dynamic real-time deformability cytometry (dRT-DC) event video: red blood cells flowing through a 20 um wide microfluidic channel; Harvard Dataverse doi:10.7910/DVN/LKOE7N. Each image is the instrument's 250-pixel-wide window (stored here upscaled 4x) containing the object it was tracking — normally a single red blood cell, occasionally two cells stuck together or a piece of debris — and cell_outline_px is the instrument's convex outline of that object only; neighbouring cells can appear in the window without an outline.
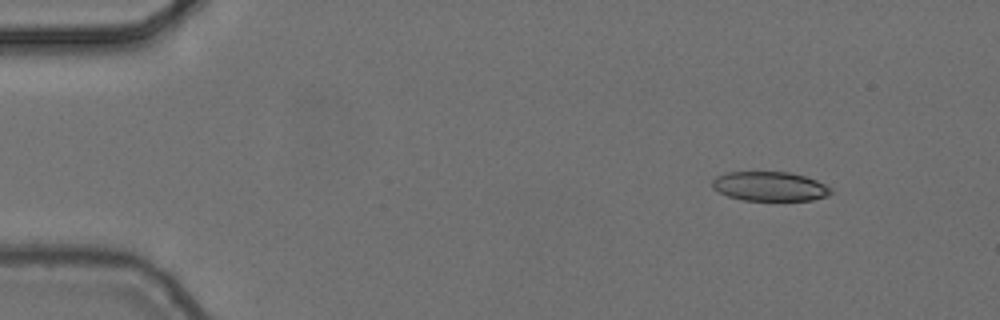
{"species": "common noctule bat (a hibernating species)", "species_latin": "Nyctalus noctula", "temperature_condition": "cold", "stored_images_in_passage": 3, "camera_frame_rate_fps": 3000, "um_per_image_px": 0.085, "animal": {"sex": "female", "body_mass_g": 24.6, "forearm_length_mm": 56.2}, "frame": {"image": 1, "passage_image": 1, "time_ms": 0.0, "image_size_px": [1000, 320], "cell_outline_px": [[832, 192], [828, 196], [812, 200], [744, 200], [728, 196], [712, 188], [712, 180], [716, 176], [728, 172], [788, 172], [804, 176], [816, 180], [832, 188]], "centroid_in_image_um": [65.43, 15.84], "position_along_channel_um": 19.6, "area_um2": 20.23}}
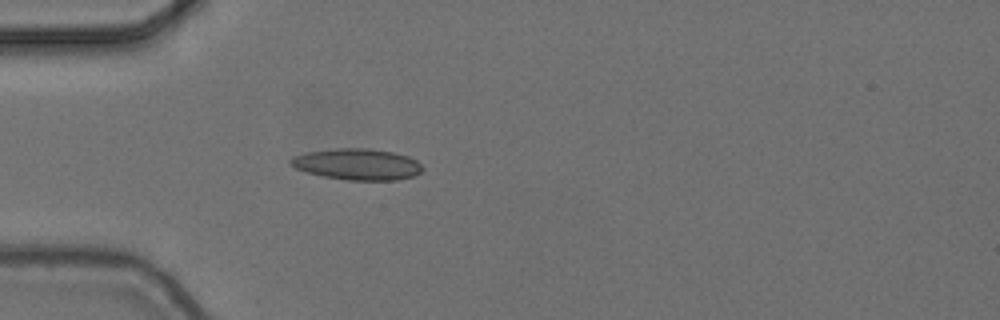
{"frame": {"image": 2, "passage_image": 3, "time_ms": 0.667, "image_size_px": [1000, 320], "cell_outline_px": [[424, 168], [420, 172], [412, 176], [396, 180], [348, 180], [324, 176], [308, 172], [296, 168], [288, 160], [292, 156], [308, 152], [336, 148], [364, 148], [392, 152], [408, 156], [416, 160]], "centroid_in_image_um": [30.37, 13.96], "position_along_channel_um": 54.6, "area_um2": 23.76}}